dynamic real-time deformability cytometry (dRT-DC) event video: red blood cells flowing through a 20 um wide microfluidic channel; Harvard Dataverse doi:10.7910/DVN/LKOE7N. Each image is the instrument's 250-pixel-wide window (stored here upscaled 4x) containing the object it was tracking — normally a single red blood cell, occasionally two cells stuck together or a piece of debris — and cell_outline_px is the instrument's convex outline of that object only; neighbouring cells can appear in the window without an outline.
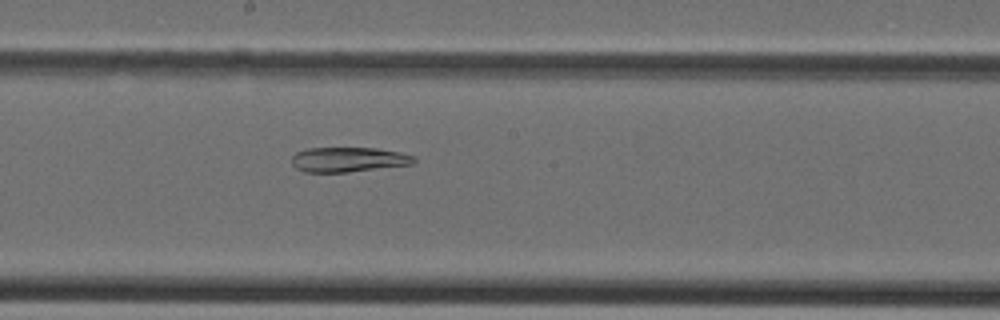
{"species": "Egyptian fruit bat (a non-hibernating species)", "species_latin": "Rousettus aegyptiacus", "temperature_condition": "cold", "stored_images_in_passage": 40, "camera_frame_rate_fps": 3000, "um_per_image_px": 0.085, "animal": {"sex": "female"}, "frame": {"image": 1, "passage_image": 22, "time_ms": 7.0, "image_size_px": [1000, 320], "cell_outline_px": [[416, 160], [412, 164], [348, 172], [304, 172], [296, 168], [292, 164], [292, 156], [296, 152], [308, 148], [376, 148], [400, 152], [416, 156]], "centroid_in_image_um": [29.61, 13.56], "position_along_channel_um": 218.6, "area_um2": 17.69}}
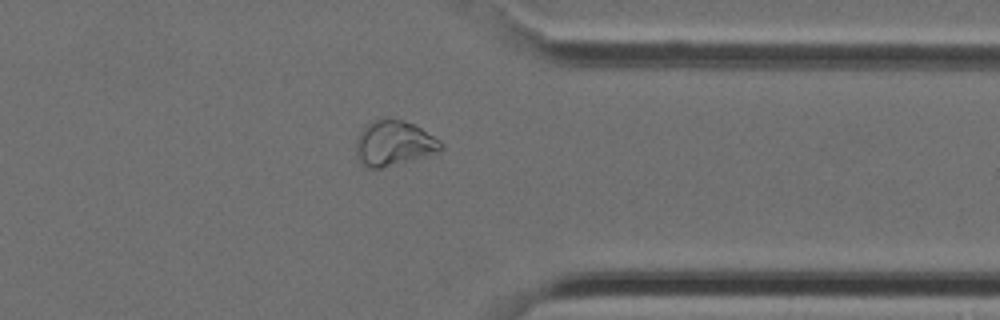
{"frame": {"image": 2, "passage_image": 32, "time_ms": 10.333, "image_size_px": [1000, 320], "cell_outline_px": [[444, 148], [440, 152], [380, 168], [364, 168], [360, 164], [356, 156], [356, 140], [360, 132], [368, 124], [384, 116], [404, 120], [420, 128], [440, 140], [444, 144]], "centroid_in_image_um": [33.47, 12.17], "position_along_channel_um": 377.9, "area_um2": 22.48}}
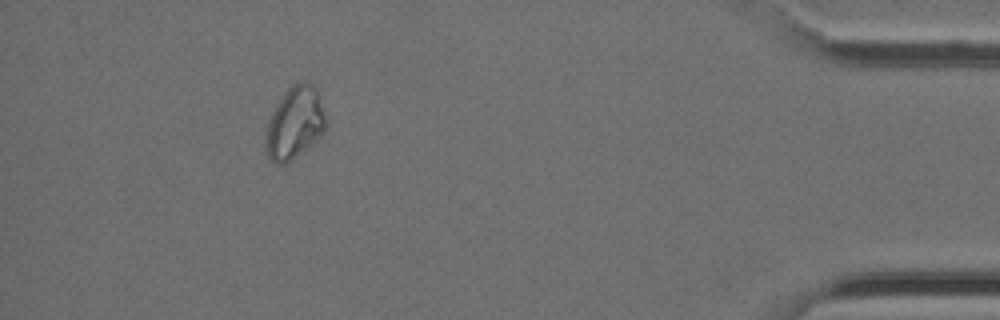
{"frame": {"image": 3, "passage_image": 37, "time_ms": 12.0, "image_size_px": [1000, 320], "cell_outline_px": [[324, 132], [316, 140], [284, 164], [276, 164], [268, 156], [264, 144], [268, 120], [276, 104], [288, 88], [292, 84], [300, 80], [304, 80], [312, 84], [320, 92], [324, 116]], "centroid_in_image_um": [25.04, 10.4], "position_along_channel_um": 410.2, "area_um2": 25.09}}